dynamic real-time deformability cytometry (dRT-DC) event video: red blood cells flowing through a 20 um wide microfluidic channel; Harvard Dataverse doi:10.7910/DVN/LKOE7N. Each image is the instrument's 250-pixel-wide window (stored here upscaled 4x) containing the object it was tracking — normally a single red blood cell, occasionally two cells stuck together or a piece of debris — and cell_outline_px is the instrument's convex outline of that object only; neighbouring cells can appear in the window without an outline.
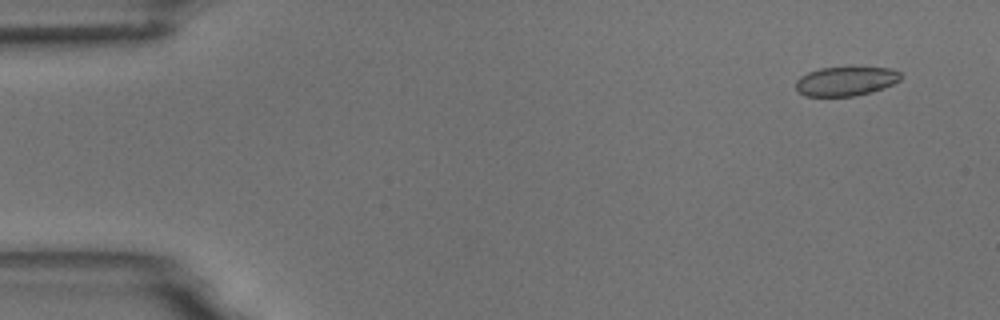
{"species": "common noctule bat (a hibernating species)", "species_latin": "Nyctalus noctula", "temperature_condition": "room temperature", "stored_images_in_passage": 5, "camera_frame_rate_fps": 3000, "um_per_image_px": 0.085, "animal": {"sex": "male", "body_mass_g": 18.8}, "frame": {"image": 1, "passage_image": 1, "time_ms": 0.0, "image_size_px": [1000, 320], "cell_outline_px": [[904, 76], [900, 80], [884, 88], [872, 92], [852, 96], [804, 96], [796, 88], [796, 80], [800, 76], [808, 72], [820, 68], [892, 68], [900, 72]], "centroid_in_image_um": [71.91, 6.91], "position_along_channel_um": 13.1, "area_um2": 17.8}}